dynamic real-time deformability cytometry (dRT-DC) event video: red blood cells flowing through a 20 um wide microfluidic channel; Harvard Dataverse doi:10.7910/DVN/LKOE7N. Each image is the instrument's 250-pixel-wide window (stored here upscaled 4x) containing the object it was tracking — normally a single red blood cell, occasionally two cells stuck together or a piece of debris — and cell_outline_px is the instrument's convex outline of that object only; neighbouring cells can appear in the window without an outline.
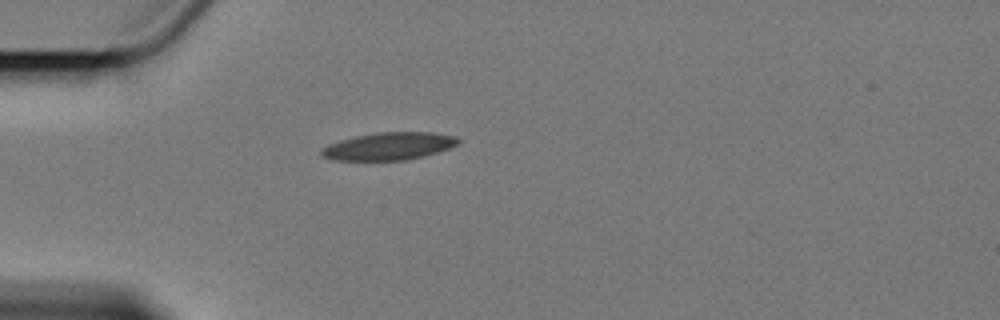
{"species": "Egyptian fruit bat (a non-hibernating species)", "species_latin": "Rousettus aegyptiacus", "temperature_condition": "cold", "stored_images_in_passage": 3, "camera_frame_rate_fps": 3000, "um_per_image_px": 0.085, "animal": {"sex": "female"}, "frame": {"image": 1, "passage_image": 1, "time_ms": 0.0, "image_size_px": [1000, 320], "cell_outline_px": [[460, 140], [456, 144], [448, 148], [424, 156], [404, 160], [336, 160], [320, 156], [320, 152], [328, 144], [340, 140], [356, 136], [376, 132], [432, 132], [456, 136]], "centroid_in_image_um": [33.04, 12.42], "position_along_channel_um": 52.0, "area_um2": 21.79}}
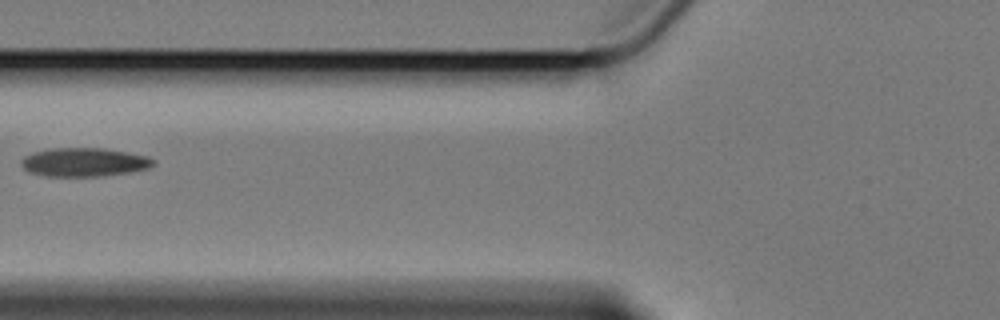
{"frame": {"image": 2, "passage_image": 3, "time_ms": 2.333, "image_size_px": [1000, 320], "cell_outline_px": [[156, 164], [148, 168], [128, 172], [100, 176], [44, 176], [28, 172], [20, 164], [20, 160], [24, 156], [32, 152], [52, 148], [104, 148], [128, 152], [148, 156], [156, 160]], "centroid_in_image_um": [7.14, 13.78], "position_along_channel_um": 118.7, "area_um2": 22.25}}